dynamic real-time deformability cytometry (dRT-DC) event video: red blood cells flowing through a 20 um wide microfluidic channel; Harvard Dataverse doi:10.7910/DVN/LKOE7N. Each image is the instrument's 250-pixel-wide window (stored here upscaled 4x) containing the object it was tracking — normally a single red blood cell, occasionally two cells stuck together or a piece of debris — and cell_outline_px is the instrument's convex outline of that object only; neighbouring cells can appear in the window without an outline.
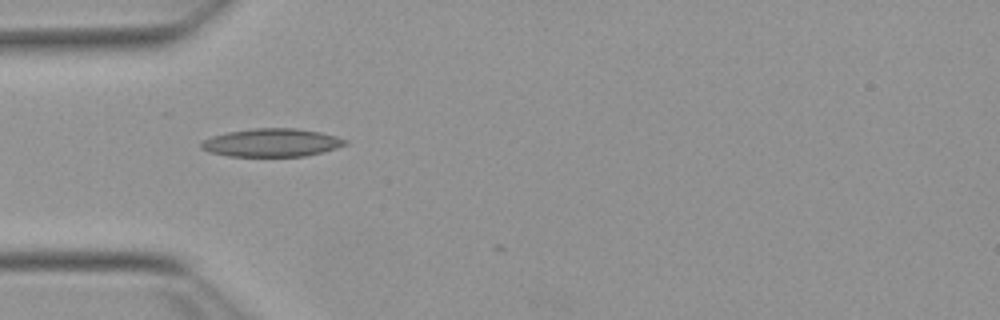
{"species": "Egyptian fruit bat (a non-hibernating species)", "species_latin": "Rousettus aegyptiacus", "temperature_condition": "warm", "stored_images_in_passage": 5, "camera_frame_rate_fps": 3000, "um_per_image_px": 0.085, "animal": {"sex": "female"}, "frame": {"image": 1, "passage_image": 1, "time_ms": 0.0, "image_size_px": [1000, 320], "cell_outline_px": [[348, 144], [324, 152], [304, 156], [228, 156], [208, 152], [200, 148], [200, 144], [204, 140], [212, 136], [228, 132], [252, 128], [296, 128], [320, 132], [336, 136], [348, 140]], "centroid_in_image_um": [23.11, 12.12], "position_along_channel_um": 61.9, "area_um2": 23.7}}
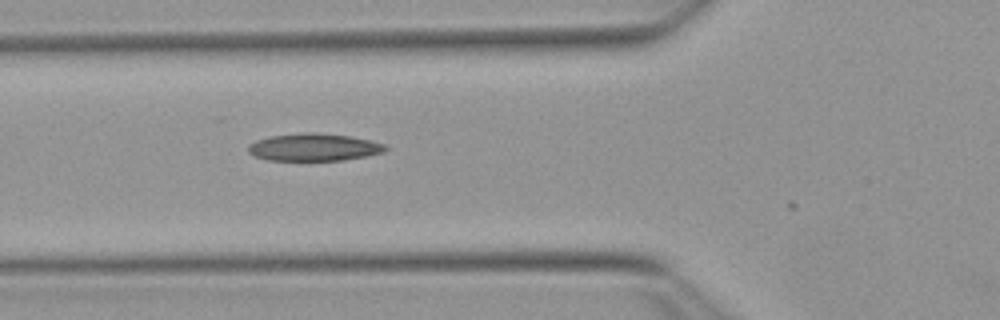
{"frame": {"image": 2, "passage_image": 4, "time_ms": 1.0, "image_size_px": [1000, 320], "cell_outline_px": [[388, 148], [384, 152], [344, 160], [268, 160], [256, 156], [248, 152], [248, 144], [256, 140], [272, 136], [300, 132], [316, 132], [348, 136], [368, 140], [384, 144]], "centroid_in_image_um": [26.66, 12.51], "position_along_channel_um": 99.1, "area_um2": 21.79}}